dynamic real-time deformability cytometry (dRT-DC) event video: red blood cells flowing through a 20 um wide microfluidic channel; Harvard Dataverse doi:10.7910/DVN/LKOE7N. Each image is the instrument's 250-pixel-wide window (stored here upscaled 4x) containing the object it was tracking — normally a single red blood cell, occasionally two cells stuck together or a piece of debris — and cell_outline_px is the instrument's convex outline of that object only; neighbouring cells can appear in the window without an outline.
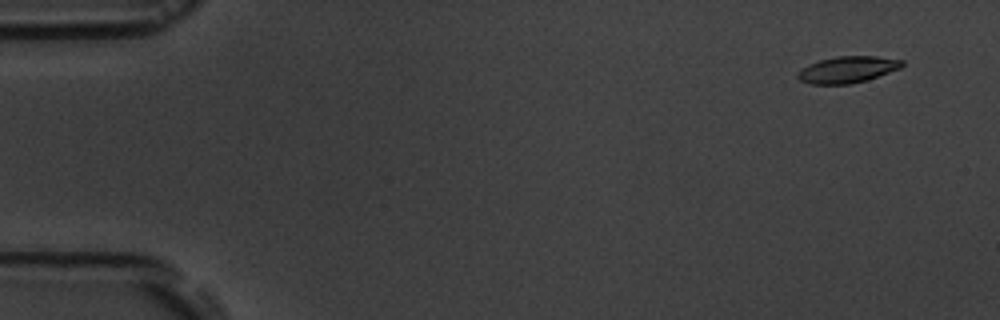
{"species": "common noctule bat (a hibernating species)", "species_latin": "Nyctalus noctula", "temperature_condition": "room temperature", "stored_images_in_passage": 7, "camera_frame_rate_fps": 3000, "um_per_image_px": 0.085, "animal": {"sex": "male", "body_mass_g": 19.5, "forearm_length_mm": 54.6}, "frame": {"image": 1, "passage_image": 2, "time_ms": 1.0, "image_size_px": [1000, 320], "cell_outline_px": [[904, 64], [900, 68], [868, 80], [848, 84], [812, 84], [800, 80], [796, 76], [796, 72], [808, 64], [820, 60], [836, 56], [876, 56], [904, 60]], "centroid_in_image_um": [72.03, 5.91], "position_along_channel_um": 13.0, "area_um2": 16.18}}
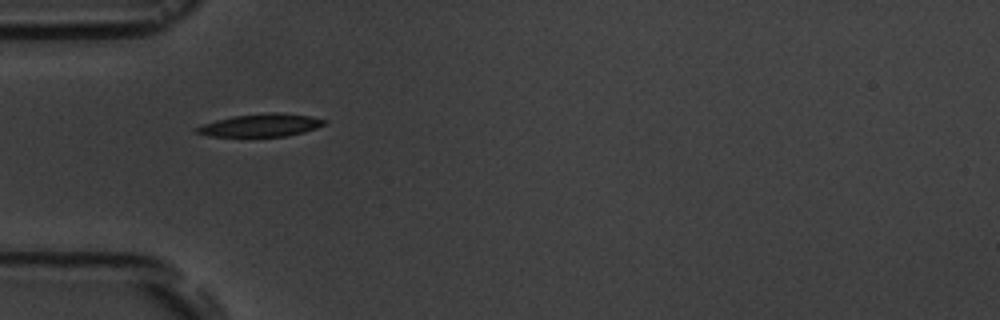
{"frame": {"image": 2, "passage_image": 6, "time_ms": 5.667, "image_size_px": [1000, 320], "cell_outline_px": [[328, 120], [324, 124], [316, 128], [304, 132], [284, 136], [208, 136], [196, 132], [196, 128], [204, 124], [216, 120], [232, 116], [268, 112], [276, 112], [308, 116]], "centroid_in_image_um": [22.18, 10.64], "position_along_channel_um": 62.8, "area_um2": 16.7}}
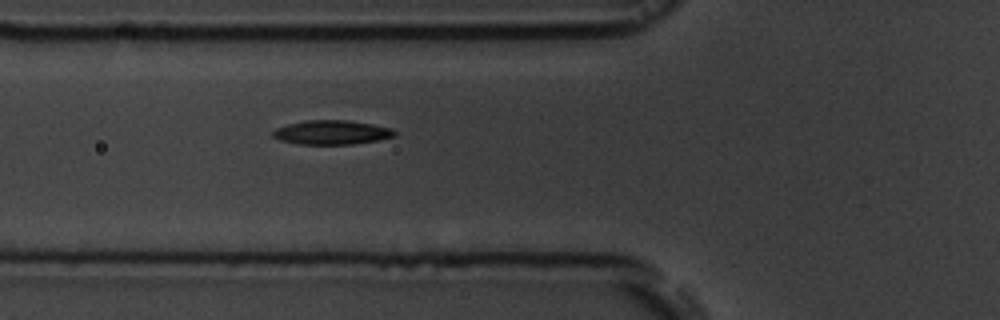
{"frame": {"image": 3, "passage_image": 7, "time_ms": 6.667, "image_size_px": [1000, 320], "cell_outline_px": [[396, 136], [380, 140], [352, 144], [296, 144], [280, 140], [272, 136], [272, 132], [276, 128], [288, 124], [304, 120], [348, 120], [372, 124], [392, 128], [396, 132]], "centroid_in_image_um": [28.21, 11.25], "position_along_channel_um": 97.6, "area_um2": 17.28}}